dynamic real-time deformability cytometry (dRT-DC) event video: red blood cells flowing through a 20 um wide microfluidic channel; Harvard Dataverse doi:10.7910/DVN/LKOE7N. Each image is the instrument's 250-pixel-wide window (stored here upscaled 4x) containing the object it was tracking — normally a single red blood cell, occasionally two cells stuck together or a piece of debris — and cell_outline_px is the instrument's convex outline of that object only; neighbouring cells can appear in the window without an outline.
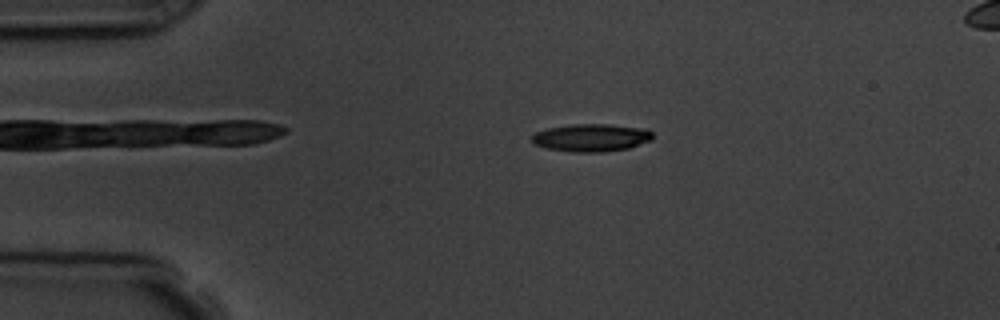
{"species": "common noctule bat (a hibernating species)", "species_latin": "Nyctalus noctula", "temperature_condition": "room temperature", "stored_images_in_passage": 5, "camera_frame_rate_fps": 3000, "um_per_image_px": 0.085, "animal": {"sex": "male", "body_mass_g": 19.5, "forearm_length_mm": 54.6}, "frame": {"image": 1, "passage_image": 3, "time_ms": 2.333, "image_size_px": [1000, 320], "cell_outline_px": [[652, 140], [628, 148], [604, 152], [572, 152], [544, 148], [536, 144], [528, 136], [536, 132], [548, 128], [572, 124], [608, 124], [640, 128], [652, 132]], "centroid_in_image_um": [50.21, 11.71], "position_along_channel_um": 34.8, "area_um2": 19.48}}